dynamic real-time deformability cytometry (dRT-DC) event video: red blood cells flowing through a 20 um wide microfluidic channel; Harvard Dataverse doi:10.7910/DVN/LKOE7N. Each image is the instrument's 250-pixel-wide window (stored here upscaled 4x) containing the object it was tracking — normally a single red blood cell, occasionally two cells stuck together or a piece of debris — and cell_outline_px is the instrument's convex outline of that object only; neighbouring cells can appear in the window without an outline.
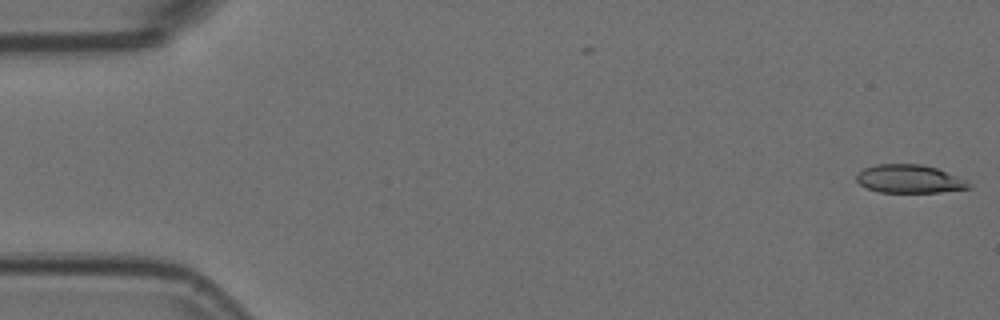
{"species": "Egyptian fruit bat (a non-hibernating species)", "species_latin": "Rousettus aegyptiacus", "temperature_condition": "room temperature", "stored_images_in_passage": 2, "camera_frame_rate_fps": 3000, "um_per_image_px": 0.085, "animal": {"sex": "female"}, "frame": {"image": 1, "passage_image": 2, "time_ms": 0.333, "image_size_px": [1000, 320], "cell_outline_px": [[972, 184], [968, 188], [940, 192], [880, 192], [868, 188], [860, 184], [856, 180], [856, 176], [864, 168], [876, 164], [920, 164], [936, 168], [964, 180]], "centroid_in_image_um": [77.26, 15.21], "position_along_channel_um": 7.7, "area_um2": 18.15}}